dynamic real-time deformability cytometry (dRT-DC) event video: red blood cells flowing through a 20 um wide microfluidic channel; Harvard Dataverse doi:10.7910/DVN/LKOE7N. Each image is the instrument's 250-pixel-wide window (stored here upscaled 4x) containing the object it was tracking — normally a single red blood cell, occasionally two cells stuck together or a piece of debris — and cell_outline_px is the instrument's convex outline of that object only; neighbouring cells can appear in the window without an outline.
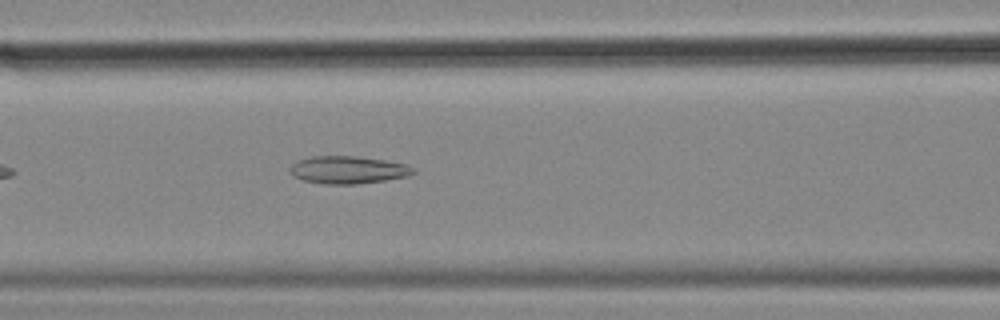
{"species": "common noctule bat (a hibernating species)", "species_latin": "Nyctalus noctula", "temperature_condition": "cold", "stored_images_in_passage": 10, "camera_frame_rate_fps": 3000, "um_per_image_px": 0.085, "animal": {"sex": "female", "body_mass_g": 18.4}, "frame": {"image": 1, "passage_image": 6, "time_ms": 1.667, "image_size_px": [1000, 320], "cell_outline_px": [[416, 172], [408, 176], [384, 180], [356, 184], [324, 184], [304, 180], [292, 176], [288, 172], [288, 168], [292, 164], [300, 160], [312, 156], [356, 156], [384, 160], [408, 164], [416, 168]], "centroid_in_image_um": [29.59, 14.44], "position_along_channel_um": 137.0, "area_um2": 19.94}}